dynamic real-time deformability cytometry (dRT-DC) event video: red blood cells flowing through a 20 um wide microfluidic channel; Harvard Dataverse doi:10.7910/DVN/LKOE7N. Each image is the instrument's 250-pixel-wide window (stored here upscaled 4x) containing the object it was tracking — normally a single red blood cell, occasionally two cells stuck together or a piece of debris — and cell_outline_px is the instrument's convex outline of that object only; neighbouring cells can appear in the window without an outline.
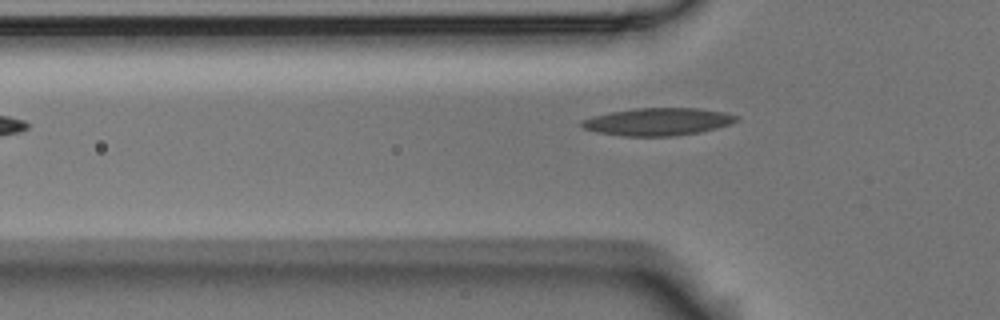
{"species": "Egyptian fruit bat (a non-hibernating species)", "species_latin": "Rousettus aegyptiacus", "temperature_condition": "room temperature", "stored_images_in_passage": 37, "camera_frame_rate_fps": 3000, "um_per_image_px": 0.085, "animal": {"sex": "male"}, "frame": {"image": 1, "passage_image": 3, "time_ms": 0.667, "image_size_px": [1000, 320], "cell_outline_px": [[740, 120], [732, 124], [700, 132], [676, 136], [620, 136], [596, 132], [584, 128], [580, 124], [580, 120], [612, 112], [636, 108], [700, 108], [724, 112], [740, 116]], "centroid_in_image_um": [55.98, 10.35], "position_along_channel_um": 69.8, "area_um2": 24.97}}
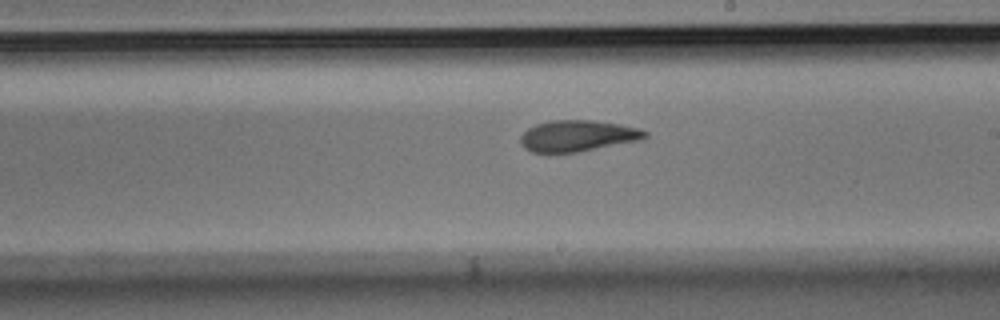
{"frame": {"image": 2, "passage_image": 17, "time_ms": 5.333, "image_size_px": [1000, 320], "cell_outline_px": [[648, 136], [644, 140], [576, 152], [548, 156], [532, 152], [524, 148], [520, 144], [520, 136], [528, 128], [536, 124], [552, 120], [596, 120], [620, 124], [640, 128], [648, 132]], "centroid_in_image_um": [49.09, 11.58], "position_along_channel_um": 239.9, "area_um2": 23.52}}
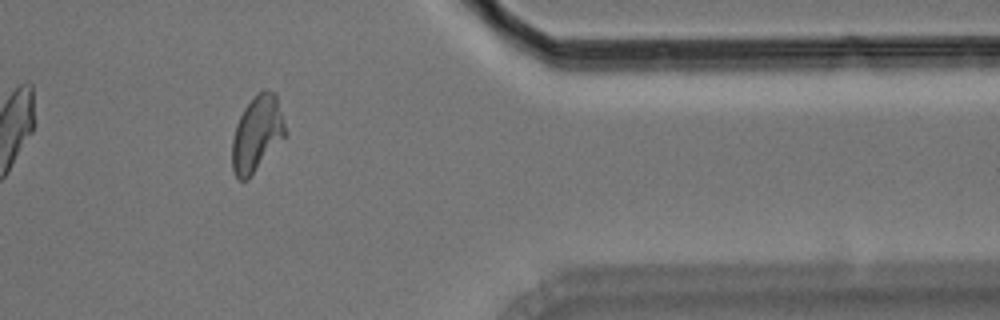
{"frame": {"image": 3, "passage_image": 31, "time_ms": 10.0, "image_size_px": [1000, 320], "cell_outline_px": [[288, 132], [248, 180], [240, 180], [232, 172], [232, 140], [236, 124], [244, 108], [264, 88], [276, 92]], "centroid_in_image_um": [21.86, 11.36], "position_along_channel_um": 389.5, "area_um2": 23.47}}